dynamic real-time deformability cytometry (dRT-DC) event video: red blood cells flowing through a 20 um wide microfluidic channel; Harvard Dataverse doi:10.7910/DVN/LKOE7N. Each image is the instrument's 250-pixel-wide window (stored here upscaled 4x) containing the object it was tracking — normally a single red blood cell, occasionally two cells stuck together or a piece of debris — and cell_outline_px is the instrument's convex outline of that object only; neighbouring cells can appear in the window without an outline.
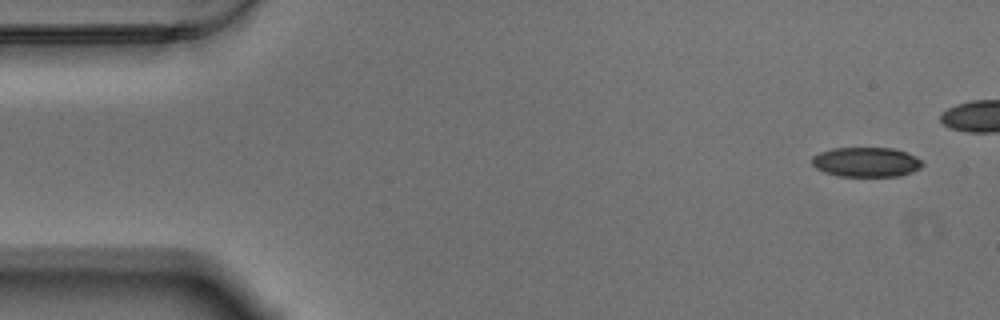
{"species": "Egyptian fruit bat (a non-hibernating species)", "species_latin": "Rousettus aegyptiacus", "temperature_condition": "warm", "stored_images_in_passage": 14, "camera_frame_rate_fps": 3000, "um_per_image_px": 0.085, "animal": {"sex": "male"}, "frame": {"image": 1, "passage_image": 1, "time_ms": 0.0, "image_size_px": [1000, 320], "cell_outline_px": [[924, 164], [920, 168], [912, 172], [900, 176], [840, 176], [824, 172], [816, 168], [812, 164], [812, 156], [820, 152], [832, 148], [892, 148], [916, 156]], "centroid_in_image_um": [73.62, 13.78], "position_along_channel_um": 11.4, "area_um2": 19.07}}